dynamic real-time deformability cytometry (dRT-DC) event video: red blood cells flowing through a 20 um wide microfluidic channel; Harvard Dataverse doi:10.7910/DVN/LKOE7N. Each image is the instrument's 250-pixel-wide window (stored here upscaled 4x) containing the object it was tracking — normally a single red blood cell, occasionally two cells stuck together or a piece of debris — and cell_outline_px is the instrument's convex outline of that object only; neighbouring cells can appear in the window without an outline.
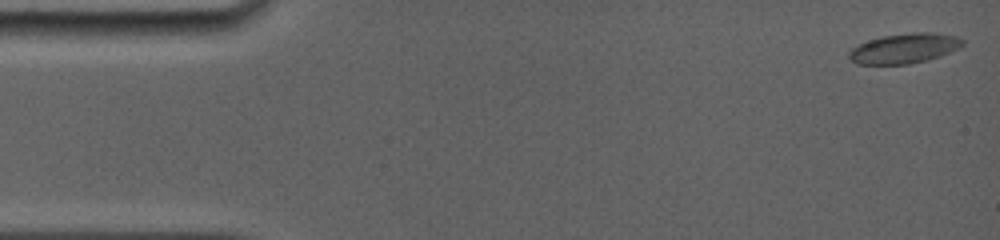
{"species": "common noctule bat (a hibernating species)", "species_latin": "Nyctalus noctula", "temperature_condition": "room temperature", "stored_images_in_passage": 10, "camera_frame_rate_fps": 5000, "um_per_image_px": 0.085, "animal": {"sex": "female", "body_mass_g": 19.0, "forearm_length_mm": 56.7}, "frame": {"image": 1, "passage_image": 1, "time_ms": 0.0, "image_size_px": [1000, 240], "cell_outline_px": [[964, 44], [940, 56], [928, 60], [908, 64], [856, 64], [848, 56], [848, 52], [852, 48], [868, 40], [884, 36], [912, 32], [932, 32], [956, 36], [964, 40]], "centroid_in_image_um": [76.86, 4.11], "position_along_channel_um": 8.1, "area_um2": 19.65}}
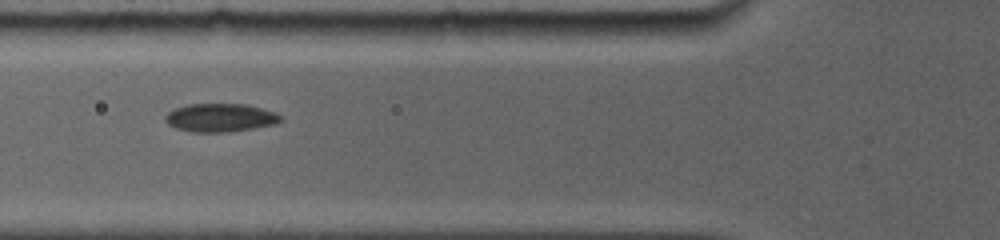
{"frame": {"image": 2, "passage_image": 7, "time_ms": 5.6, "image_size_px": [1000, 240], "cell_outline_px": [[284, 120], [276, 124], [228, 132], [192, 132], [176, 128], [168, 124], [164, 120], [164, 116], [168, 112], [176, 108], [188, 104], [244, 104], [260, 108], [272, 112], [280, 116]], "centroid_in_image_um": [18.69, 10.01], "position_along_channel_um": 107.1, "area_um2": 18.9}}
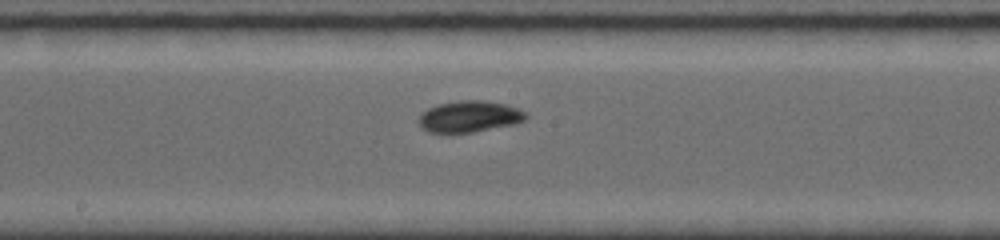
{"frame": {"image": 3, "passage_image": 10, "time_ms": 8.2, "image_size_px": [1000, 240], "cell_outline_px": [[528, 116], [524, 120], [516, 124], [472, 132], [428, 132], [420, 128], [420, 116], [428, 108], [440, 104], [460, 100], [484, 100], [504, 104], [520, 108]], "centroid_in_image_um": [39.93, 9.9], "position_along_channel_um": 208.3, "area_um2": 19.42}}